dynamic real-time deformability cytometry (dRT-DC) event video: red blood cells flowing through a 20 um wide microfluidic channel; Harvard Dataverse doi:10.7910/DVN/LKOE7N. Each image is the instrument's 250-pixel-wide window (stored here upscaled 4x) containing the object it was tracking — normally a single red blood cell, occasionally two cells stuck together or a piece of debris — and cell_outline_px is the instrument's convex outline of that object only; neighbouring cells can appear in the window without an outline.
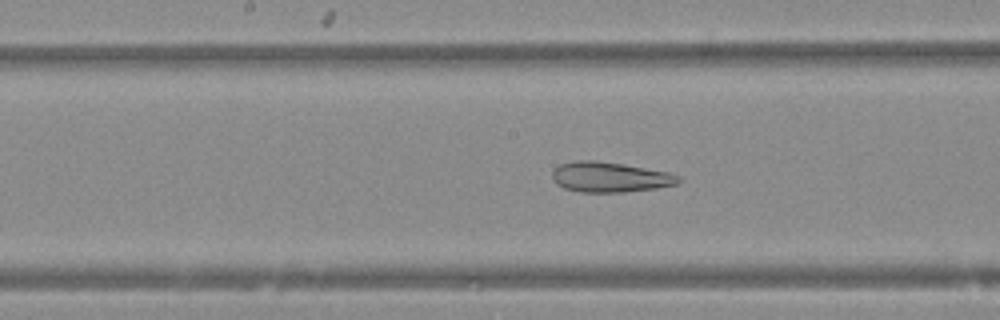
{"species": "Egyptian fruit bat (a non-hibernating species)", "species_latin": "Rousettus aegyptiacus", "temperature_condition": "warm", "stored_images_in_passage": 43, "camera_frame_rate_fps": 3000, "um_per_image_px": 0.085, "animal": {"sex": "female"}, "frame": {"image": 1, "passage_image": 19, "time_ms": 6.0, "image_size_px": [1000, 320], "cell_outline_px": [[684, 180], [676, 184], [656, 188], [624, 192], [580, 192], [564, 188], [556, 184], [552, 176], [552, 172], [560, 164], [576, 160], [596, 160], [624, 164], [668, 172], [680, 176]], "centroid_in_image_um": [51.86, 15.05], "position_along_channel_um": 196.3, "area_um2": 22.31}}
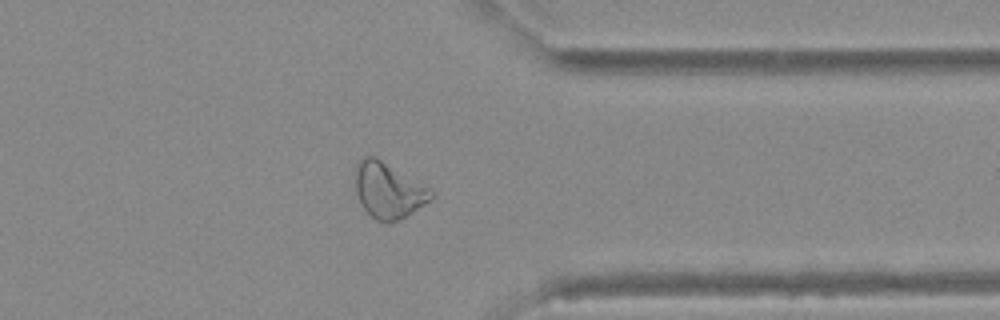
{"frame": {"image": 2, "passage_image": 33, "time_ms": 10.667, "image_size_px": [1000, 320], "cell_outline_px": [[436, 196], [400, 220], [384, 224], [376, 220], [360, 204], [352, 180], [356, 164], [364, 156], [376, 156], [428, 188]], "centroid_in_image_um": [32.94, 16.18], "position_along_channel_um": 378.5, "area_um2": 24.74}}
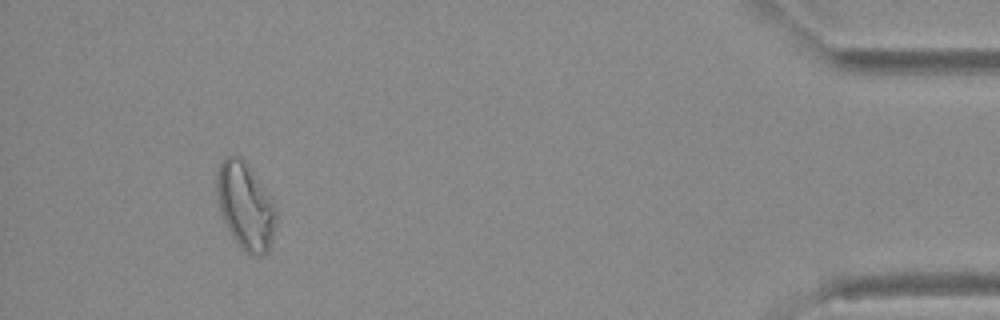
{"frame": {"image": 3, "passage_image": 40, "time_ms": 13.0, "image_size_px": [1000, 320], "cell_outline_px": [[276, 224], [268, 252], [264, 256], [252, 256], [244, 252], [240, 248], [232, 236], [224, 220], [220, 208], [216, 192], [216, 180], [220, 164], [224, 156], [240, 156], [272, 200], [276, 208]], "centroid_in_image_um": [20.86, 17.57], "position_along_channel_um": 414.3, "area_um2": 29.65}}